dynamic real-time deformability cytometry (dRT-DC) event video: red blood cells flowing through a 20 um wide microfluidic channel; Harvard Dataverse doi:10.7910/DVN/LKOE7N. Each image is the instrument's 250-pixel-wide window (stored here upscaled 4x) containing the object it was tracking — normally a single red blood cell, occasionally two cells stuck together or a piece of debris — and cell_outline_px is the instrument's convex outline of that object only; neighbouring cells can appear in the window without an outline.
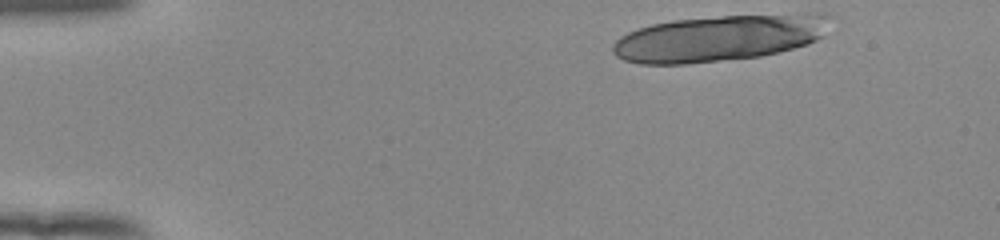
{"species": "human", "species_latin": "Homo sapiens", "temperature_condition": "room temperature", "stored_images_in_passage": 14, "camera_frame_rate_fps": 3000, "um_per_image_px": 0.085, "donor": {"sex": "female"}, "frame": {"image": 1, "passage_image": 1, "time_ms": 0.0, "image_size_px": [1000, 240], "cell_outline_px": [[836, 16], [820, 36], [816, 40], [808, 44], [760, 56], [688, 64], [640, 64], [624, 60], [616, 56], [612, 52], [612, 44], [620, 36], [628, 32], [652, 24], [672, 20], [720, 16], [816, 12], [824, 12]], "centroid_in_image_um": [61.18, 3.21], "position_along_channel_um": 23.8, "area_um2": 59.19}}